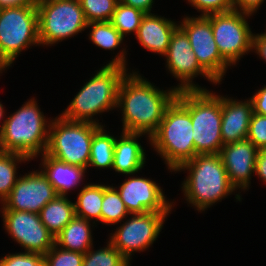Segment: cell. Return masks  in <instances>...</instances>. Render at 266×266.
Returning a JSON list of instances; mask_svg holds the SVG:
<instances>
[{
	"label": "cell",
	"mask_w": 266,
	"mask_h": 266,
	"mask_svg": "<svg viewBox=\"0 0 266 266\" xmlns=\"http://www.w3.org/2000/svg\"><path fill=\"white\" fill-rule=\"evenodd\" d=\"M3 108L4 107H3V105L0 102V120L3 118V116H4L3 113L5 112Z\"/></svg>",
	"instance_id": "43"
},
{
	"label": "cell",
	"mask_w": 266,
	"mask_h": 266,
	"mask_svg": "<svg viewBox=\"0 0 266 266\" xmlns=\"http://www.w3.org/2000/svg\"><path fill=\"white\" fill-rule=\"evenodd\" d=\"M247 139L258 149L266 148V116L253 112L249 124Z\"/></svg>",
	"instance_id": "34"
},
{
	"label": "cell",
	"mask_w": 266,
	"mask_h": 266,
	"mask_svg": "<svg viewBox=\"0 0 266 266\" xmlns=\"http://www.w3.org/2000/svg\"><path fill=\"white\" fill-rule=\"evenodd\" d=\"M119 188L117 191L129 214L172 210V203L166 201L161 187L151 179L131 177Z\"/></svg>",
	"instance_id": "16"
},
{
	"label": "cell",
	"mask_w": 266,
	"mask_h": 266,
	"mask_svg": "<svg viewBox=\"0 0 266 266\" xmlns=\"http://www.w3.org/2000/svg\"><path fill=\"white\" fill-rule=\"evenodd\" d=\"M251 15L237 10L206 15L218 50L230 65L252 50L253 33L245 19Z\"/></svg>",
	"instance_id": "10"
},
{
	"label": "cell",
	"mask_w": 266,
	"mask_h": 266,
	"mask_svg": "<svg viewBox=\"0 0 266 266\" xmlns=\"http://www.w3.org/2000/svg\"><path fill=\"white\" fill-rule=\"evenodd\" d=\"M145 14L146 13L140 9L118 2L112 18L110 19V23L123 37L130 32H135L134 34L136 35Z\"/></svg>",
	"instance_id": "29"
},
{
	"label": "cell",
	"mask_w": 266,
	"mask_h": 266,
	"mask_svg": "<svg viewBox=\"0 0 266 266\" xmlns=\"http://www.w3.org/2000/svg\"><path fill=\"white\" fill-rule=\"evenodd\" d=\"M125 53L123 48L84 84L61 114L64 119L103 126L93 116L117 108L119 84L127 72Z\"/></svg>",
	"instance_id": "2"
},
{
	"label": "cell",
	"mask_w": 266,
	"mask_h": 266,
	"mask_svg": "<svg viewBox=\"0 0 266 266\" xmlns=\"http://www.w3.org/2000/svg\"><path fill=\"white\" fill-rule=\"evenodd\" d=\"M170 212H147L130 214L122 226L112 234L109 242L130 261L132 253L144 251L153 244Z\"/></svg>",
	"instance_id": "11"
},
{
	"label": "cell",
	"mask_w": 266,
	"mask_h": 266,
	"mask_svg": "<svg viewBox=\"0 0 266 266\" xmlns=\"http://www.w3.org/2000/svg\"><path fill=\"white\" fill-rule=\"evenodd\" d=\"M0 266H46V263L41 254L20 252L2 257Z\"/></svg>",
	"instance_id": "33"
},
{
	"label": "cell",
	"mask_w": 266,
	"mask_h": 266,
	"mask_svg": "<svg viewBox=\"0 0 266 266\" xmlns=\"http://www.w3.org/2000/svg\"><path fill=\"white\" fill-rule=\"evenodd\" d=\"M41 155L42 168L44 169L40 171L53 185L58 196L66 197L70 189L82 182L86 171L85 168L66 164L47 155L45 152Z\"/></svg>",
	"instance_id": "21"
},
{
	"label": "cell",
	"mask_w": 266,
	"mask_h": 266,
	"mask_svg": "<svg viewBox=\"0 0 266 266\" xmlns=\"http://www.w3.org/2000/svg\"><path fill=\"white\" fill-rule=\"evenodd\" d=\"M176 99L190 113L195 156L219 154L223 147L221 97L208 90H184L177 92Z\"/></svg>",
	"instance_id": "6"
},
{
	"label": "cell",
	"mask_w": 266,
	"mask_h": 266,
	"mask_svg": "<svg viewBox=\"0 0 266 266\" xmlns=\"http://www.w3.org/2000/svg\"><path fill=\"white\" fill-rule=\"evenodd\" d=\"M254 173L266 182V148L258 150Z\"/></svg>",
	"instance_id": "39"
},
{
	"label": "cell",
	"mask_w": 266,
	"mask_h": 266,
	"mask_svg": "<svg viewBox=\"0 0 266 266\" xmlns=\"http://www.w3.org/2000/svg\"><path fill=\"white\" fill-rule=\"evenodd\" d=\"M166 67L172 75L181 81L180 85L174 87L177 91L184 90H206L193 83L197 75L206 77L208 81L217 82L200 66L195 54L191 49L186 33L178 26L172 33L166 53Z\"/></svg>",
	"instance_id": "14"
},
{
	"label": "cell",
	"mask_w": 266,
	"mask_h": 266,
	"mask_svg": "<svg viewBox=\"0 0 266 266\" xmlns=\"http://www.w3.org/2000/svg\"><path fill=\"white\" fill-rule=\"evenodd\" d=\"M87 23L110 21L119 0H79Z\"/></svg>",
	"instance_id": "31"
},
{
	"label": "cell",
	"mask_w": 266,
	"mask_h": 266,
	"mask_svg": "<svg viewBox=\"0 0 266 266\" xmlns=\"http://www.w3.org/2000/svg\"><path fill=\"white\" fill-rule=\"evenodd\" d=\"M221 137L223 145L247 138L253 114L251 100L236 101L221 96Z\"/></svg>",
	"instance_id": "18"
},
{
	"label": "cell",
	"mask_w": 266,
	"mask_h": 266,
	"mask_svg": "<svg viewBox=\"0 0 266 266\" xmlns=\"http://www.w3.org/2000/svg\"><path fill=\"white\" fill-rule=\"evenodd\" d=\"M40 45L36 4L0 9V57L11 67L21 51Z\"/></svg>",
	"instance_id": "8"
},
{
	"label": "cell",
	"mask_w": 266,
	"mask_h": 266,
	"mask_svg": "<svg viewBox=\"0 0 266 266\" xmlns=\"http://www.w3.org/2000/svg\"><path fill=\"white\" fill-rule=\"evenodd\" d=\"M179 26L174 21L146 13L140 23L136 38L147 50L164 55L168 49L170 38Z\"/></svg>",
	"instance_id": "19"
},
{
	"label": "cell",
	"mask_w": 266,
	"mask_h": 266,
	"mask_svg": "<svg viewBox=\"0 0 266 266\" xmlns=\"http://www.w3.org/2000/svg\"><path fill=\"white\" fill-rule=\"evenodd\" d=\"M193 127L189 111L175 98L166 108L157 130L150 136V144L165 160L170 171L195 157Z\"/></svg>",
	"instance_id": "5"
},
{
	"label": "cell",
	"mask_w": 266,
	"mask_h": 266,
	"mask_svg": "<svg viewBox=\"0 0 266 266\" xmlns=\"http://www.w3.org/2000/svg\"><path fill=\"white\" fill-rule=\"evenodd\" d=\"M185 169L189 175L182 184V190L186 201L198 211H204L236 190L219 154H198L176 171Z\"/></svg>",
	"instance_id": "3"
},
{
	"label": "cell",
	"mask_w": 266,
	"mask_h": 266,
	"mask_svg": "<svg viewBox=\"0 0 266 266\" xmlns=\"http://www.w3.org/2000/svg\"><path fill=\"white\" fill-rule=\"evenodd\" d=\"M100 127L89 122L64 119L59 115L51 120L45 153L66 164L87 169L92 138Z\"/></svg>",
	"instance_id": "7"
},
{
	"label": "cell",
	"mask_w": 266,
	"mask_h": 266,
	"mask_svg": "<svg viewBox=\"0 0 266 266\" xmlns=\"http://www.w3.org/2000/svg\"><path fill=\"white\" fill-rule=\"evenodd\" d=\"M160 90L137 72L126 73L118 88L117 107L122 108L123 132L150 136L157 130L177 90Z\"/></svg>",
	"instance_id": "1"
},
{
	"label": "cell",
	"mask_w": 266,
	"mask_h": 266,
	"mask_svg": "<svg viewBox=\"0 0 266 266\" xmlns=\"http://www.w3.org/2000/svg\"><path fill=\"white\" fill-rule=\"evenodd\" d=\"M36 6L41 45H53L87 28L79 0H42Z\"/></svg>",
	"instance_id": "9"
},
{
	"label": "cell",
	"mask_w": 266,
	"mask_h": 266,
	"mask_svg": "<svg viewBox=\"0 0 266 266\" xmlns=\"http://www.w3.org/2000/svg\"><path fill=\"white\" fill-rule=\"evenodd\" d=\"M258 148L247 138L223 145L219 152L231 184L238 190L249 188L255 172ZM253 172V173H252Z\"/></svg>",
	"instance_id": "17"
},
{
	"label": "cell",
	"mask_w": 266,
	"mask_h": 266,
	"mask_svg": "<svg viewBox=\"0 0 266 266\" xmlns=\"http://www.w3.org/2000/svg\"><path fill=\"white\" fill-rule=\"evenodd\" d=\"M7 67H9V66L0 57V73H2V71L5 70Z\"/></svg>",
	"instance_id": "42"
},
{
	"label": "cell",
	"mask_w": 266,
	"mask_h": 266,
	"mask_svg": "<svg viewBox=\"0 0 266 266\" xmlns=\"http://www.w3.org/2000/svg\"><path fill=\"white\" fill-rule=\"evenodd\" d=\"M103 201V185L87 184L82 187L74 203L75 215L91 221H101V209Z\"/></svg>",
	"instance_id": "24"
},
{
	"label": "cell",
	"mask_w": 266,
	"mask_h": 266,
	"mask_svg": "<svg viewBox=\"0 0 266 266\" xmlns=\"http://www.w3.org/2000/svg\"><path fill=\"white\" fill-rule=\"evenodd\" d=\"M58 196L53 185L41 171H34L17 179L2 210L27 211L39 214L41 209Z\"/></svg>",
	"instance_id": "15"
},
{
	"label": "cell",
	"mask_w": 266,
	"mask_h": 266,
	"mask_svg": "<svg viewBox=\"0 0 266 266\" xmlns=\"http://www.w3.org/2000/svg\"><path fill=\"white\" fill-rule=\"evenodd\" d=\"M264 0H232L233 10L254 14Z\"/></svg>",
	"instance_id": "37"
},
{
	"label": "cell",
	"mask_w": 266,
	"mask_h": 266,
	"mask_svg": "<svg viewBox=\"0 0 266 266\" xmlns=\"http://www.w3.org/2000/svg\"><path fill=\"white\" fill-rule=\"evenodd\" d=\"M84 254L60 248L56 244L44 255L46 266H82Z\"/></svg>",
	"instance_id": "32"
},
{
	"label": "cell",
	"mask_w": 266,
	"mask_h": 266,
	"mask_svg": "<svg viewBox=\"0 0 266 266\" xmlns=\"http://www.w3.org/2000/svg\"><path fill=\"white\" fill-rule=\"evenodd\" d=\"M49 122L35 99L31 98L3 120L0 126V151L19 153L30 160L39 153L43 154L48 144Z\"/></svg>",
	"instance_id": "4"
},
{
	"label": "cell",
	"mask_w": 266,
	"mask_h": 266,
	"mask_svg": "<svg viewBox=\"0 0 266 266\" xmlns=\"http://www.w3.org/2000/svg\"><path fill=\"white\" fill-rule=\"evenodd\" d=\"M250 100L252 102L253 112L266 116V86L264 85L262 89L258 90Z\"/></svg>",
	"instance_id": "36"
},
{
	"label": "cell",
	"mask_w": 266,
	"mask_h": 266,
	"mask_svg": "<svg viewBox=\"0 0 266 266\" xmlns=\"http://www.w3.org/2000/svg\"><path fill=\"white\" fill-rule=\"evenodd\" d=\"M107 247L85 254L82 266H130L129 261L108 241Z\"/></svg>",
	"instance_id": "30"
},
{
	"label": "cell",
	"mask_w": 266,
	"mask_h": 266,
	"mask_svg": "<svg viewBox=\"0 0 266 266\" xmlns=\"http://www.w3.org/2000/svg\"><path fill=\"white\" fill-rule=\"evenodd\" d=\"M29 3L28 0H0V8L19 7Z\"/></svg>",
	"instance_id": "41"
},
{
	"label": "cell",
	"mask_w": 266,
	"mask_h": 266,
	"mask_svg": "<svg viewBox=\"0 0 266 266\" xmlns=\"http://www.w3.org/2000/svg\"><path fill=\"white\" fill-rule=\"evenodd\" d=\"M119 2L140 9L144 13H151L154 0H119Z\"/></svg>",
	"instance_id": "40"
},
{
	"label": "cell",
	"mask_w": 266,
	"mask_h": 266,
	"mask_svg": "<svg viewBox=\"0 0 266 266\" xmlns=\"http://www.w3.org/2000/svg\"><path fill=\"white\" fill-rule=\"evenodd\" d=\"M91 222L75 216L55 237V244L62 249L85 254L93 247Z\"/></svg>",
	"instance_id": "22"
},
{
	"label": "cell",
	"mask_w": 266,
	"mask_h": 266,
	"mask_svg": "<svg viewBox=\"0 0 266 266\" xmlns=\"http://www.w3.org/2000/svg\"><path fill=\"white\" fill-rule=\"evenodd\" d=\"M30 159L25 155L0 151V202L9 196L12 188L16 184L18 179L17 175V163L29 161Z\"/></svg>",
	"instance_id": "26"
},
{
	"label": "cell",
	"mask_w": 266,
	"mask_h": 266,
	"mask_svg": "<svg viewBox=\"0 0 266 266\" xmlns=\"http://www.w3.org/2000/svg\"><path fill=\"white\" fill-rule=\"evenodd\" d=\"M188 2L202 12L201 16L233 10L232 0H188Z\"/></svg>",
	"instance_id": "35"
},
{
	"label": "cell",
	"mask_w": 266,
	"mask_h": 266,
	"mask_svg": "<svg viewBox=\"0 0 266 266\" xmlns=\"http://www.w3.org/2000/svg\"><path fill=\"white\" fill-rule=\"evenodd\" d=\"M179 27L188 36L191 49L200 66L220 83L228 66H231L220 54L214 40L210 20L206 16L185 17Z\"/></svg>",
	"instance_id": "12"
},
{
	"label": "cell",
	"mask_w": 266,
	"mask_h": 266,
	"mask_svg": "<svg viewBox=\"0 0 266 266\" xmlns=\"http://www.w3.org/2000/svg\"><path fill=\"white\" fill-rule=\"evenodd\" d=\"M103 128L101 126L93 135L88 167L112 169L116 138Z\"/></svg>",
	"instance_id": "25"
},
{
	"label": "cell",
	"mask_w": 266,
	"mask_h": 266,
	"mask_svg": "<svg viewBox=\"0 0 266 266\" xmlns=\"http://www.w3.org/2000/svg\"><path fill=\"white\" fill-rule=\"evenodd\" d=\"M4 228L25 252L45 255L54 245L55 236L41 222L37 213L2 210Z\"/></svg>",
	"instance_id": "13"
},
{
	"label": "cell",
	"mask_w": 266,
	"mask_h": 266,
	"mask_svg": "<svg viewBox=\"0 0 266 266\" xmlns=\"http://www.w3.org/2000/svg\"><path fill=\"white\" fill-rule=\"evenodd\" d=\"M67 198L57 196L48 202L39 213L41 222L55 237L76 216L74 203Z\"/></svg>",
	"instance_id": "23"
},
{
	"label": "cell",
	"mask_w": 266,
	"mask_h": 266,
	"mask_svg": "<svg viewBox=\"0 0 266 266\" xmlns=\"http://www.w3.org/2000/svg\"><path fill=\"white\" fill-rule=\"evenodd\" d=\"M90 31L89 39L98 47L105 50H115L123 42L124 37L110 23V21H99L87 23Z\"/></svg>",
	"instance_id": "28"
},
{
	"label": "cell",
	"mask_w": 266,
	"mask_h": 266,
	"mask_svg": "<svg viewBox=\"0 0 266 266\" xmlns=\"http://www.w3.org/2000/svg\"><path fill=\"white\" fill-rule=\"evenodd\" d=\"M142 135L145 134L122 131L120 139L116 138L112 166L115 172L133 175L144 167L146 154L137 141Z\"/></svg>",
	"instance_id": "20"
},
{
	"label": "cell",
	"mask_w": 266,
	"mask_h": 266,
	"mask_svg": "<svg viewBox=\"0 0 266 266\" xmlns=\"http://www.w3.org/2000/svg\"><path fill=\"white\" fill-rule=\"evenodd\" d=\"M252 49L266 62V32L253 34Z\"/></svg>",
	"instance_id": "38"
},
{
	"label": "cell",
	"mask_w": 266,
	"mask_h": 266,
	"mask_svg": "<svg viewBox=\"0 0 266 266\" xmlns=\"http://www.w3.org/2000/svg\"><path fill=\"white\" fill-rule=\"evenodd\" d=\"M130 215L117 189L113 186L103 185V201L101 209V222L112 225L121 223V220Z\"/></svg>",
	"instance_id": "27"
},
{
	"label": "cell",
	"mask_w": 266,
	"mask_h": 266,
	"mask_svg": "<svg viewBox=\"0 0 266 266\" xmlns=\"http://www.w3.org/2000/svg\"><path fill=\"white\" fill-rule=\"evenodd\" d=\"M30 3H33V4H38L39 2H41L42 0H28Z\"/></svg>",
	"instance_id": "44"
}]
</instances>
